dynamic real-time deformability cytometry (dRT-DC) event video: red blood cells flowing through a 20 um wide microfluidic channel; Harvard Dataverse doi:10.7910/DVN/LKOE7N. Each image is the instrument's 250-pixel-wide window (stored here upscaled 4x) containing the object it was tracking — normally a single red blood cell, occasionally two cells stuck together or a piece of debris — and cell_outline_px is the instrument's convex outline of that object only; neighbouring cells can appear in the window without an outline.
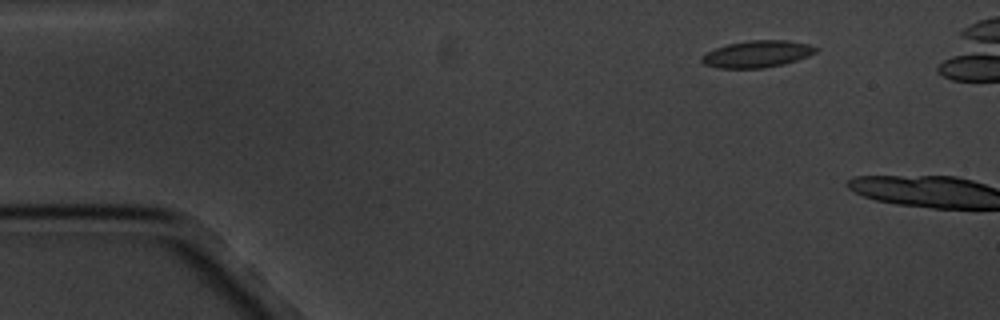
{"species": "common noctule bat (a hibernating species)", "species_latin": "Nyctalus noctula", "temperature_condition": "cold", "stored_images_in_passage": 2, "camera_frame_rate_fps": 3000, "um_per_image_px": 0.085, "animal": {"sex": "male", "body_mass_g": 20.1, "forearm_length_mm": 53.5}, "frame": {"image": 1, "passage_image": 1, "time_ms": 0.0, "image_size_px": [1000, 320], "cell_outline_px": [[820, 48], [816, 52], [808, 56], [784, 64], [764, 68], [720, 68], [704, 64], [700, 60], [700, 56], [716, 48], [728, 44], [748, 40], [784, 40], [808, 44]], "centroid_in_image_um": [64.36, 4.59], "position_along_channel_um": 20.6, "area_um2": 17.8}}